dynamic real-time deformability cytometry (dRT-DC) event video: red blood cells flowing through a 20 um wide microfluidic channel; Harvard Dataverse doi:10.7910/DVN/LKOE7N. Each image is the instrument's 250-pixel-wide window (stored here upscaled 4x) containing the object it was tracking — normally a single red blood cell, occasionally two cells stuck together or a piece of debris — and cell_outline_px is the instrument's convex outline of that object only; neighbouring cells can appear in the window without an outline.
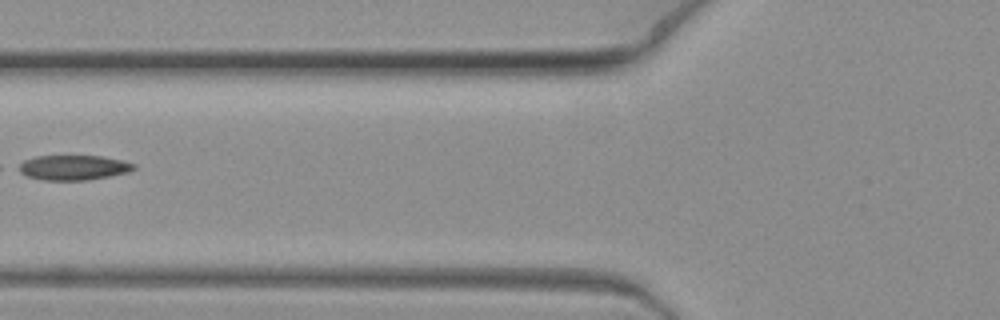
{"species": "common noctule bat (a hibernating species)", "species_latin": "Nyctalus noctula", "temperature_condition": "warm", "stored_images_in_passage": 11, "camera_frame_rate_fps": 3000, "um_per_image_px": 0.085, "animal": {"sex": "female", "body_mass_g": 19.3, "forearm_length_mm": 54.1}, "frame": {"image": 1, "passage_image": 8, "time_ms": 2.333, "image_size_px": [1000, 320], "cell_outline_px": [[136, 168], [128, 172], [88, 180], [44, 180], [28, 176], [12, 168], [16, 164], [24, 160], [36, 156], [100, 156], [120, 160], [136, 164]], "centroid_in_image_um": [6.16, 14.24], "position_along_channel_um": 119.6, "area_um2": 16.82}}